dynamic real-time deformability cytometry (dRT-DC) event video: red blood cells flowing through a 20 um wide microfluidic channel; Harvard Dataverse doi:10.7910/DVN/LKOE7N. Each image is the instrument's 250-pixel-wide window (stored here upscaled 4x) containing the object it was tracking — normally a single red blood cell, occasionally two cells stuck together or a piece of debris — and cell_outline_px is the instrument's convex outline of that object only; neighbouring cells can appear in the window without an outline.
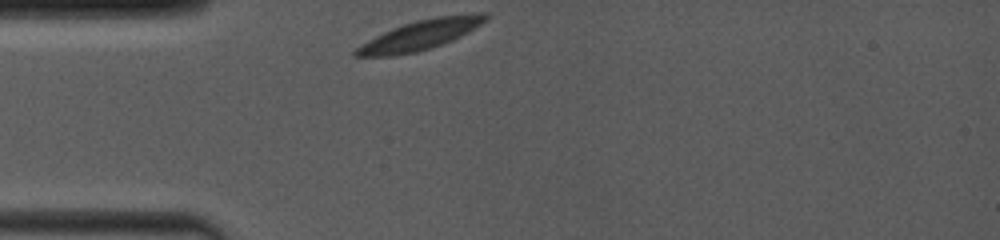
{"species": "common noctule bat (a hibernating species)", "species_latin": "Nyctalus noctula", "temperature_condition": "room temperature", "stored_images_in_passage": 28, "camera_frame_rate_fps": 4000, "um_per_image_px": 0.085, "animal": {"sex": "female", "body_mass_g": 19.0, "forearm_length_mm": 53.3}, "frame": {"image": 1, "passage_image": 1, "time_ms": 0.0, "image_size_px": [1000, 240], "cell_outline_px": [[488, 20], [468, 32], [452, 40], [416, 52], [392, 56], [352, 56], [352, 52], [356, 48], [368, 40], [392, 28], [416, 20], [436, 16], [480, 12], [488, 12]], "centroid_in_image_um": [35.75, 2.95], "position_along_channel_um": 49.2, "area_um2": 22.37}}
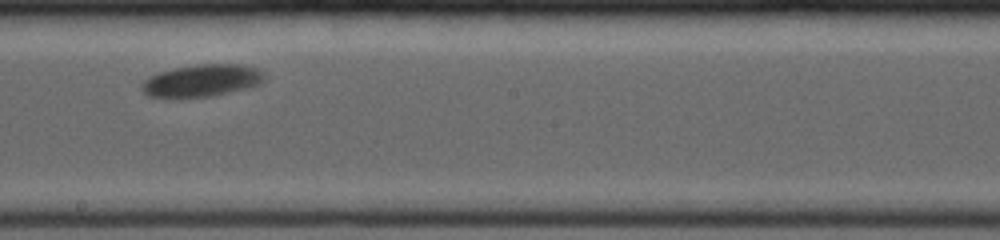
{"frame": {"image": 2, "passage_image": 16, "time_ms": 5.25, "image_size_px": [1000, 240], "cell_outline_px": [[264, 80], [260, 84], [248, 88], [208, 96], [148, 96], [140, 88], [140, 84], [148, 76], [172, 68], [196, 64], [236, 64], [256, 68], [264, 72]], "centroid_in_image_um": [17.15, 6.82], "position_along_channel_um": 231.0, "area_um2": 22.72}}
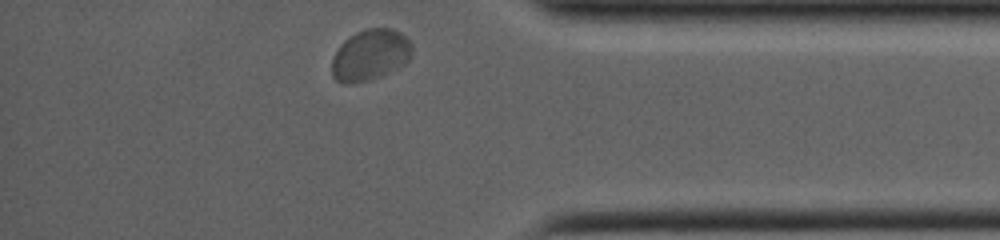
{"frame": {"image": 3, "passage_image": 28, "time_ms": 10.0, "image_size_px": [1000, 240], "cell_outline_px": [[412, 56], [404, 64], [380, 76], [368, 80], [348, 84], [344, 84], [336, 80], [332, 76], [332, 56], [340, 44], [344, 40], [356, 32], [364, 28], [392, 28], [400, 32], [412, 44]], "centroid_in_image_um": [31.45, 4.66], "position_along_channel_um": 403.8, "area_um2": 23.99}, "authors_computed_cell_mechanics": {"area_um2": 22.7154, "velocity_mm_per_s": 3.7272, "shape_relaxation_time_tau1_ms": 1.1962, "shape_relaxation_time_tau2_ms": null, "deformation_change_tau1": 0.0656, "deformation_change_tau2": null}}